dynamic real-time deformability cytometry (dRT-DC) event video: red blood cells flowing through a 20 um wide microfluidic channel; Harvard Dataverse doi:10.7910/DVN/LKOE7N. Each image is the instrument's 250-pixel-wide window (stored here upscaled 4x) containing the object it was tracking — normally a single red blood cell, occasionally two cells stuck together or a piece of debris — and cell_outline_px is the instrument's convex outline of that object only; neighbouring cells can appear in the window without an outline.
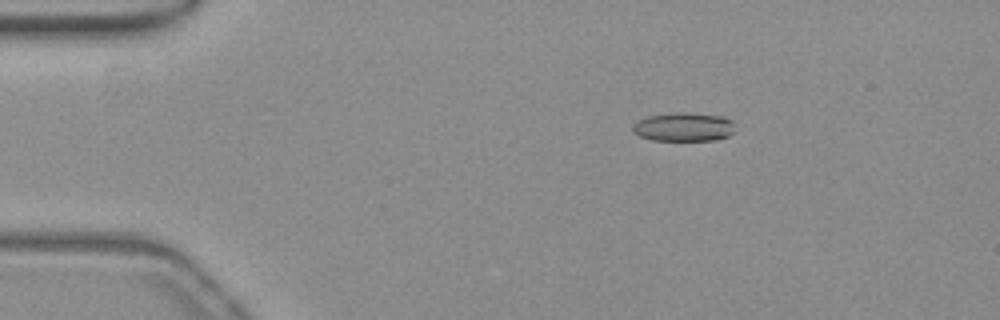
{"species": "common noctule bat (a hibernating species)", "species_latin": "Nyctalus noctula", "temperature_condition": "warm", "stored_images_in_passage": 49, "camera_frame_rate_fps": 3000, "um_per_image_px": 0.085, "animal": {"sex": "female", "body_mass_g": 19.3, "forearm_length_mm": 54.1}, "frame": {"image": 1, "passage_image": 4, "time_ms": 1.0, "image_size_px": [1000, 320], "cell_outline_px": [[732, 132], [728, 136], [716, 140], [652, 140], [640, 136], [632, 132], [632, 124], [636, 120], [648, 116], [676, 112], [688, 112], [724, 116], [732, 120]], "centroid_in_image_um": [58.07, 10.78], "position_along_channel_um": 26.9, "area_um2": 17.28}}
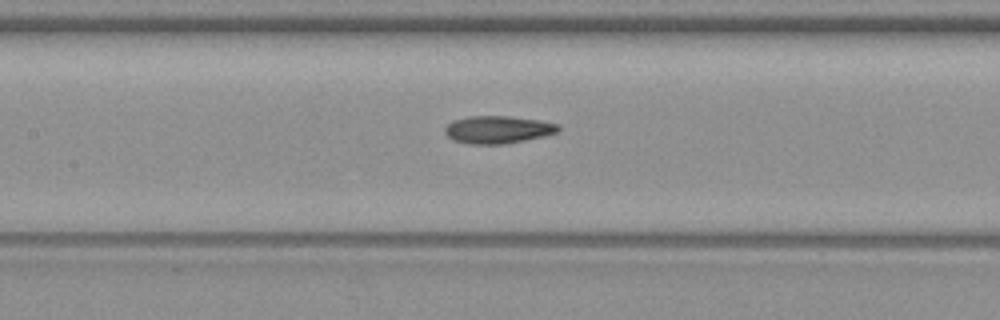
{"frame": {"image": 2, "passage_image": 20, "time_ms": 6.333, "image_size_px": [1000, 320], "cell_outline_px": [[560, 128], [556, 132], [544, 136], [504, 144], [468, 144], [452, 140], [444, 132], [444, 128], [448, 124], [456, 120], [472, 116], [508, 116], [536, 120], [556, 124]], "centroid_in_image_um": [42.27, 11.03], "position_along_channel_um": 165.1, "area_um2": 17.92}}
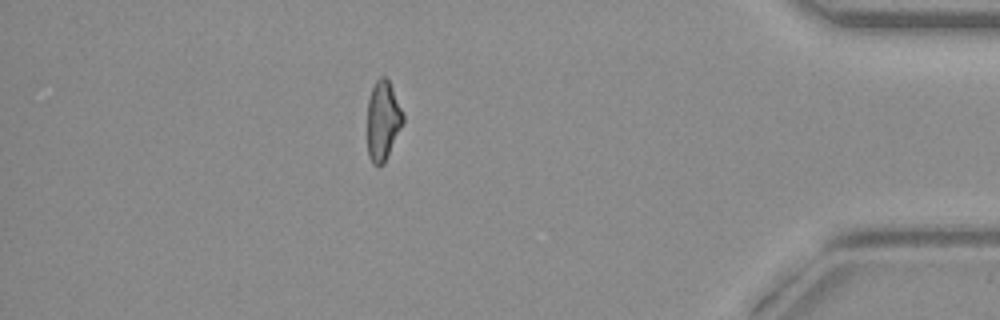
{"frame": {"image": 3, "passage_image": 42, "time_ms": 13.667, "image_size_px": [1000, 320], "cell_outline_px": [[404, 120], [384, 164], [372, 164], [368, 156], [368, 100], [372, 88], [376, 80], [380, 76], [384, 76], [388, 80], [392, 88], [404, 116]], "centroid_in_image_um": [32.53, 10.25], "position_along_channel_um": 402.7, "area_um2": 16.24}, "authors_computed_cell_mechanics": {"area_um2": 17.6868, "velocity_mm_per_s": 3.8496, "shape_relaxation_time_tau1_ms": 4.2853, "shape_relaxation_time_tau2_ms": 5.568, "deformation_change_tau1": 0.1473, "deformation_change_tau2": 0.1446}}